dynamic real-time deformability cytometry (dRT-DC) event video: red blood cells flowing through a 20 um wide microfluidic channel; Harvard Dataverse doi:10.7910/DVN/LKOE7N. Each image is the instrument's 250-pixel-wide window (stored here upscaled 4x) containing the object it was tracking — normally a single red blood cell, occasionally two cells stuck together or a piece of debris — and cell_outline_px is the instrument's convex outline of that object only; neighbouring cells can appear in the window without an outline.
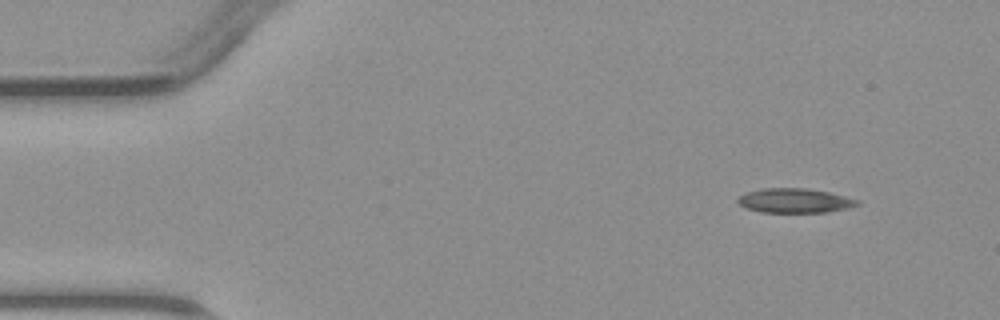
{"species": "common noctule bat (a hibernating species)", "species_latin": "Nyctalus noctula", "temperature_condition": "warm", "stored_images_in_passage": 3, "camera_frame_rate_fps": 3000, "um_per_image_px": 0.085, "animal": {"sex": "male", "body_mass_g": 23.1, "forearm_length_mm": 52.7}, "frame": {"image": 1, "passage_image": 1, "time_ms": 0.0, "image_size_px": [1000, 320], "cell_outline_px": [[860, 204], [848, 208], [828, 212], [760, 212], [744, 208], [736, 200], [744, 192], [764, 188], [804, 188], [828, 192], [860, 200]], "centroid_in_image_um": [67.53, 17.05], "position_along_channel_um": 17.5, "area_um2": 17.05}}
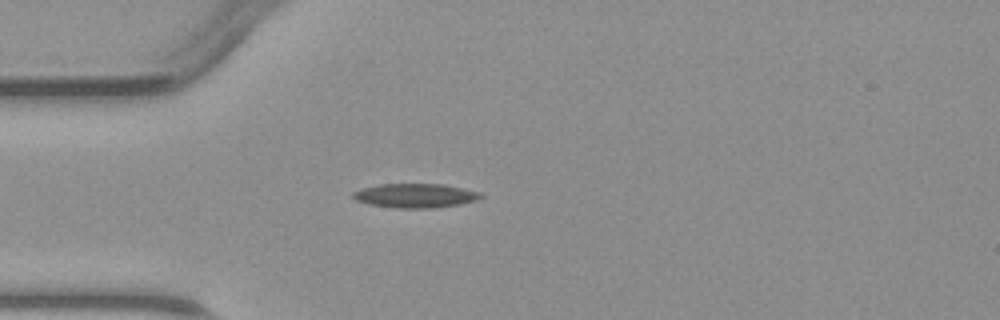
{"frame": {"image": 2, "passage_image": 3, "time_ms": 2.667, "image_size_px": [1000, 320], "cell_outline_px": [[484, 196], [476, 200], [460, 204], [432, 208], [396, 208], [368, 204], [356, 200], [352, 196], [352, 192], [360, 188], [380, 184], [444, 184], [480, 192]], "centroid_in_image_um": [35.28, 16.62], "position_along_channel_um": 49.7, "area_um2": 18.03}}